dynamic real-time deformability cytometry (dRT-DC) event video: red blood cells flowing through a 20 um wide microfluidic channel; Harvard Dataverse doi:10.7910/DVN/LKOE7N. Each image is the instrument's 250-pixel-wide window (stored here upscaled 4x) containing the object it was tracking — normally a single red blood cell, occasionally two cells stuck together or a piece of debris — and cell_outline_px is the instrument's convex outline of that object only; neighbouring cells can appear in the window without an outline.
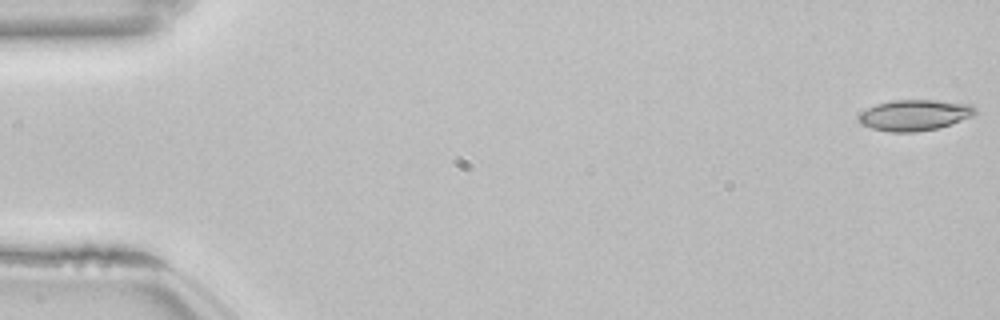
{"species": "common noctule bat (a hibernating species)", "species_latin": "Nyctalus noctula", "temperature_condition": "room temperature", "stored_images_in_passage": 54, "camera_frame_rate_fps": 3000, "um_per_image_px": 0.085, "animal": {"sex": "female", "body_mass_g": 22.7, "forearm_length_mm": 54.2}, "frame": {"image": 1, "passage_image": 1, "time_ms": 0.0, "image_size_px": [1000, 320], "cell_outline_px": [[976, 112], [972, 116], [936, 128], [916, 132], [888, 132], [872, 128], [860, 124], [856, 120], [860, 112], [876, 104], [892, 100], [936, 100], [972, 104], [976, 108]], "centroid_in_image_um": [77.69, 9.78], "position_along_channel_um": 7.3, "area_um2": 20.98}}
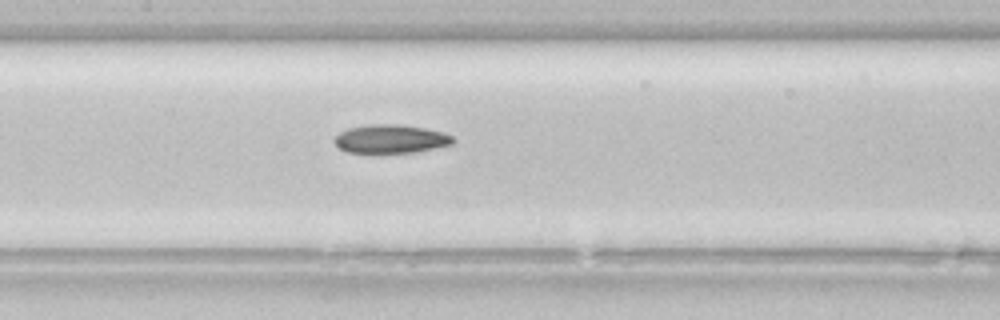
{"frame": {"image": 2, "passage_image": 26, "time_ms": 8.333, "image_size_px": [1000, 320], "cell_outline_px": [[456, 140], [452, 144], [412, 152], [348, 152], [340, 148], [332, 140], [340, 132], [348, 128], [368, 124], [400, 124], [424, 128], [444, 132], [452, 136]], "centroid_in_image_um": [33.2, 11.79], "position_along_channel_um": 174.2, "area_um2": 19.54}}
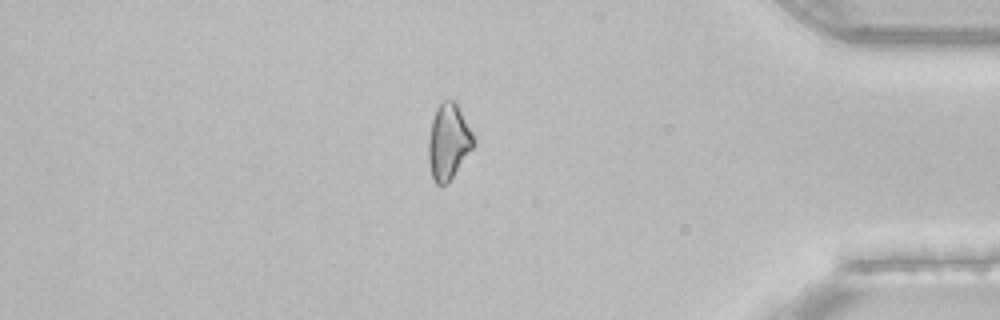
{"frame": {"image": 3, "passage_image": 46, "time_ms": 15.0, "image_size_px": [1000, 320], "cell_outline_px": [[472, 148], [452, 176], [444, 184], [436, 184], [432, 180], [428, 160], [428, 140], [432, 120], [436, 108], [444, 100], [456, 100], [472, 132]], "centroid_in_image_um": [38.08, 12.0], "position_along_channel_um": 397.1, "area_um2": 19.48}}